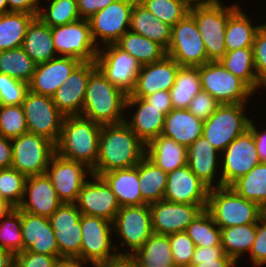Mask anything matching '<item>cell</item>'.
Wrapping results in <instances>:
<instances>
[{
	"label": "cell",
	"instance_id": "6da1fadb",
	"mask_svg": "<svg viewBox=\"0 0 266 267\" xmlns=\"http://www.w3.org/2000/svg\"><path fill=\"white\" fill-rule=\"evenodd\" d=\"M146 154V145L125 123L102 125L99 137V154L92 174L136 166Z\"/></svg>",
	"mask_w": 266,
	"mask_h": 267
},
{
	"label": "cell",
	"instance_id": "7a4b0ae2",
	"mask_svg": "<svg viewBox=\"0 0 266 267\" xmlns=\"http://www.w3.org/2000/svg\"><path fill=\"white\" fill-rule=\"evenodd\" d=\"M126 97L97 67L87 82L81 116L101 126L124 122Z\"/></svg>",
	"mask_w": 266,
	"mask_h": 267
},
{
	"label": "cell",
	"instance_id": "3957f363",
	"mask_svg": "<svg viewBox=\"0 0 266 267\" xmlns=\"http://www.w3.org/2000/svg\"><path fill=\"white\" fill-rule=\"evenodd\" d=\"M102 126L81 115L65 116L55 145L60 157L81 162L92 169L98 159Z\"/></svg>",
	"mask_w": 266,
	"mask_h": 267
},
{
	"label": "cell",
	"instance_id": "277c9868",
	"mask_svg": "<svg viewBox=\"0 0 266 267\" xmlns=\"http://www.w3.org/2000/svg\"><path fill=\"white\" fill-rule=\"evenodd\" d=\"M239 7L237 3L224 6L220 0H205L202 4L189 10L203 39L209 62H218L226 53L227 22Z\"/></svg>",
	"mask_w": 266,
	"mask_h": 267
},
{
	"label": "cell",
	"instance_id": "5b68a950",
	"mask_svg": "<svg viewBox=\"0 0 266 267\" xmlns=\"http://www.w3.org/2000/svg\"><path fill=\"white\" fill-rule=\"evenodd\" d=\"M206 210L220 228L257 223L266 213L257 203L225 186L209 190Z\"/></svg>",
	"mask_w": 266,
	"mask_h": 267
},
{
	"label": "cell",
	"instance_id": "8992f818",
	"mask_svg": "<svg viewBox=\"0 0 266 267\" xmlns=\"http://www.w3.org/2000/svg\"><path fill=\"white\" fill-rule=\"evenodd\" d=\"M80 262L97 265L123 256L116 243H112V222L96 216L82 214ZM112 250V251H111ZM120 252V253H119Z\"/></svg>",
	"mask_w": 266,
	"mask_h": 267
},
{
	"label": "cell",
	"instance_id": "52a82bcc",
	"mask_svg": "<svg viewBox=\"0 0 266 267\" xmlns=\"http://www.w3.org/2000/svg\"><path fill=\"white\" fill-rule=\"evenodd\" d=\"M247 104H222L204 121L202 136L220 153L249 129L251 119L244 112Z\"/></svg>",
	"mask_w": 266,
	"mask_h": 267
},
{
	"label": "cell",
	"instance_id": "ba28073f",
	"mask_svg": "<svg viewBox=\"0 0 266 267\" xmlns=\"http://www.w3.org/2000/svg\"><path fill=\"white\" fill-rule=\"evenodd\" d=\"M201 89L221 105L247 103L255 93L243 80L230 73L221 63L210 61L199 66Z\"/></svg>",
	"mask_w": 266,
	"mask_h": 267
},
{
	"label": "cell",
	"instance_id": "9c48e42d",
	"mask_svg": "<svg viewBox=\"0 0 266 267\" xmlns=\"http://www.w3.org/2000/svg\"><path fill=\"white\" fill-rule=\"evenodd\" d=\"M12 142L11 168L26 177L46 173L52 156L56 153L55 144L45 137L24 133Z\"/></svg>",
	"mask_w": 266,
	"mask_h": 267
},
{
	"label": "cell",
	"instance_id": "30bf717a",
	"mask_svg": "<svg viewBox=\"0 0 266 267\" xmlns=\"http://www.w3.org/2000/svg\"><path fill=\"white\" fill-rule=\"evenodd\" d=\"M166 55L180 66L199 67L209 62L195 19L189 13L171 27Z\"/></svg>",
	"mask_w": 266,
	"mask_h": 267
},
{
	"label": "cell",
	"instance_id": "8fae6325",
	"mask_svg": "<svg viewBox=\"0 0 266 267\" xmlns=\"http://www.w3.org/2000/svg\"><path fill=\"white\" fill-rule=\"evenodd\" d=\"M221 175L215 187H230L236 180L261 163L253 133L250 129L233 140L221 153Z\"/></svg>",
	"mask_w": 266,
	"mask_h": 267
},
{
	"label": "cell",
	"instance_id": "7c38bea8",
	"mask_svg": "<svg viewBox=\"0 0 266 267\" xmlns=\"http://www.w3.org/2000/svg\"><path fill=\"white\" fill-rule=\"evenodd\" d=\"M51 30L57 56L73 57L81 62L96 61L99 46L92 38L88 20L79 19Z\"/></svg>",
	"mask_w": 266,
	"mask_h": 267
},
{
	"label": "cell",
	"instance_id": "4fadbf2b",
	"mask_svg": "<svg viewBox=\"0 0 266 267\" xmlns=\"http://www.w3.org/2000/svg\"><path fill=\"white\" fill-rule=\"evenodd\" d=\"M22 107L28 132L45 137L56 145L65 116L55 106L52 97L29 90Z\"/></svg>",
	"mask_w": 266,
	"mask_h": 267
},
{
	"label": "cell",
	"instance_id": "5bb4252c",
	"mask_svg": "<svg viewBox=\"0 0 266 267\" xmlns=\"http://www.w3.org/2000/svg\"><path fill=\"white\" fill-rule=\"evenodd\" d=\"M112 226L115 233L113 235L121 238V246L129 247L123 256H131L154 233L149 204L120 207Z\"/></svg>",
	"mask_w": 266,
	"mask_h": 267
},
{
	"label": "cell",
	"instance_id": "9a60e30c",
	"mask_svg": "<svg viewBox=\"0 0 266 267\" xmlns=\"http://www.w3.org/2000/svg\"><path fill=\"white\" fill-rule=\"evenodd\" d=\"M136 0H116L93 15L90 24L92 38L95 44H115L130 27L131 13ZM98 41V42H97Z\"/></svg>",
	"mask_w": 266,
	"mask_h": 267
},
{
	"label": "cell",
	"instance_id": "2e32d148",
	"mask_svg": "<svg viewBox=\"0 0 266 267\" xmlns=\"http://www.w3.org/2000/svg\"><path fill=\"white\" fill-rule=\"evenodd\" d=\"M96 64L105 77L126 94L134 89L141 65L116 44L99 46Z\"/></svg>",
	"mask_w": 266,
	"mask_h": 267
},
{
	"label": "cell",
	"instance_id": "e0dca14e",
	"mask_svg": "<svg viewBox=\"0 0 266 267\" xmlns=\"http://www.w3.org/2000/svg\"><path fill=\"white\" fill-rule=\"evenodd\" d=\"M92 170L85 164L68 160L54 154L46 169V174L62 203H76L82 186L87 182Z\"/></svg>",
	"mask_w": 266,
	"mask_h": 267
},
{
	"label": "cell",
	"instance_id": "ac0fdd59",
	"mask_svg": "<svg viewBox=\"0 0 266 267\" xmlns=\"http://www.w3.org/2000/svg\"><path fill=\"white\" fill-rule=\"evenodd\" d=\"M82 213L75 203H62L49 217L60 255L80 262Z\"/></svg>",
	"mask_w": 266,
	"mask_h": 267
},
{
	"label": "cell",
	"instance_id": "d6986e66",
	"mask_svg": "<svg viewBox=\"0 0 266 267\" xmlns=\"http://www.w3.org/2000/svg\"><path fill=\"white\" fill-rule=\"evenodd\" d=\"M207 204L176 203L159 200L149 204L154 233L169 235L183 232Z\"/></svg>",
	"mask_w": 266,
	"mask_h": 267
},
{
	"label": "cell",
	"instance_id": "ffe728a7",
	"mask_svg": "<svg viewBox=\"0 0 266 267\" xmlns=\"http://www.w3.org/2000/svg\"><path fill=\"white\" fill-rule=\"evenodd\" d=\"M88 177L91 179H88L82 186L75 203L77 208L82 214L101 217L113 222L120 209L115 193L101 176L92 174Z\"/></svg>",
	"mask_w": 266,
	"mask_h": 267
},
{
	"label": "cell",
	"instance_id": "44dd1931",
	"mask_svg": "<svg viewBox=\"0 0 266 267\" xmlns=\"http://www.w3.org/2000/svg\"><path fill=\"white\" fill-rule=\"evenodd\" d=\"M97 68L96 61L81 62L52 96L64 116L81 115L90 74Z\"/></svg>",
	"mask_w": 266,
	"mask_h": 267
},
{
	"label": "cell",
	"instance_id": "7402d4cb",
	"mask_svg": "<svg viewBox=\"0 0 266 267\" xmlns=\"http://www.w3.org/2000/svg\"><path fill=\"white\" fill-rule=\"evenodd\" d=\"M180 65L170 56L161 60L141 65L134 89L130 95L135 98H145L157 91H170Z\"/></svg>",
	"mask_w": 266,
	"mask_h": 267
},
{
	"label": "cell",
	"instance_id": "603a6c76",
	"mask_svg": "<svg viewBox=\"0 0 266 267\" xmlns=\"http://www.w3.org/2000/svg\"><path fill=\"white\" fill-rule=\"evenodd\" d=\"M209 190L210 188L186 164L167 174L163 200L186 204H207Z\"/></svg>",
	"mask_w": 266,
	"mask_h": 267
},
{
	"label": "cell",
	"instance_id": "cb8c5ba5",
	"mask_svg": "<svg viewBox=\"0 0 266 267\" xmlns=\"http://www.w3.org/2000/svg\"><path fill=\"white\" fill-rule=\"evenodd\" d=\"M23 251L56 256L62 261L54 230L48 217L21 211Z\"/></svg>",
	"mask_w": 266,
	"mask_h": 267
},
{
	"label": "cell",
	"instance_id": "d4e9b609",
	"mask_svg": "<svg viewBox=\"0 0 266 267\" xmlns=\"http://www.w3.org/2000/svg\"><path fill=\"white\" fill-rule=\"evenodd\" d=\"M61 204L46 173L26 178L21 211L49 218Z\"/></svg>",
	"mask_w": 266,
	"mask_h": 267
},
{
	"label": "cell",
	"instance_id": "484cf974",
	"mask_svg": "<svg viewBox=\"0 0 266 267\" xmlns=\"http://www.w3.org/2000/svg\"><path fill=\"white\" fill-rule=\"evenodd\" d=\"M80 63V60L73 57L57 56L45 63L37 64L29 82V90L52 97Z\"/></svg>",
	"mask_w": 266,
	"mask_h": 267
},
{
	"label": "cell",
	"instance_id": "4316f807",
	"mask_svg": "<svg viewBox=\"0 0 266 267\" xmlns=\"http://www.w3.org/2000/svg\"><path fill=\"white\" fill-rule=\"evenodd\" d=\"M131 107L136 109L131 115V121L125 117L124 122L147 145L162 134L166 115L144 98H135L127 94L125 111Z\"/></svg>",
	"mask_w": 266,
	"mask_h": 267
},
{
	"label": "cell",
	"instance_id": "83f0119b",
	"mask_svg": "<svg viewBox=\"0 0 266 267\" xmlns=\"http://www.w3.org/2000/svg\"><path fill=\"white\" fill-rule=\"evenodd\" d=\"M218 155L221 153L204 136H200L187 148V165L210 189L215 187L214 181L218 176L216 174L219 173L217 166L221 165Z\"/></svg>",
	"mask_w": 266,
	"mask_h": 267
},
{
	"label": "cell",
	"instance_id": "f1b7e54d",
	"mask_svg": "<svg viewBox=\"0 0 266 267\" xmlns=\"http://www.w3.org/2000/svg\"><path fill=\"white\" fill-rule=\"evenodd\" d=\"M204 121L197 118L188 109L173 108L164 121L163 136L172 138L188 148L202 136Z\"/></svg>",
	"mask_w": 266,
	"mask_h": 267
},
{
	"label": "cell",
	"instance_id": "f546056e",
	"mask_svg": "<svg viewBox=\"0 0 266 267\" xmlns=\"http://www.w3.org/2000/svg\"><path fill=\"white\" fill-rule=\"evenodd\" d=\"M101 177L115 193L120 207L142 205L139 188V163L131 168L106 172Z\"/></svg>",
	"mask_w": 266,
	"mask_h": 267
},
{
	"label": "cell",
	"instance_id": "4dcf8cb0",
	"mask_svg": "<svg viewBox=\"0 0 266 267\" xmlns=\"http://www.w3.org/2000/svg\"><path fill=\"white\" fill-rule=\"evenodd\" d=\"M22 48L36 64L57 57L51 27L38 16L29 24Z\"/></svg>",
	"mask_w": 266,
	"mask_h": 267
},
{
	"label": "cell",
	"instance_id": "1f68e13d",
	"mask_svg": "<svg viewBox=\"0 0 266 267\" xmlns=\"http://www.w3.org/2000/svg\"><path fill=\"white\" fill-rule=\"evenodd\" d=\"M145 156L167 174L187 164V148L163 135L146 145Z\"/></svg>",
	"mask_w": 266,
	"mask_h": 267
},
{
	"label": "cell",
	"instance_id": "d6a6232c",
	"mask_svg": "<svg viewBox=\"0 0 266 267\" xmlns=\"http://www.w3.org/2000/svg\"><path fill=\"white\" fill-rule=\"evenodd\" d=\"M129 30L157 42L167 50L171 40V27L156 18L138 0L134 2Z\"/></svg>",
	"mask_w": 266,
	"mask_h": 267
},
{
	"label": "cell",
	"instance_id": "836d02e7",
	"mask_svg": "<svg viewBox=\"0 0 266 267\" xmlns=\"http://www.w3.org/2000/svg\"><path fill=\"white\" fill-rule=\"evenodd\" d=\"M130 257L137 267H176L168 235L153 233Z\"/></svg>",
	"mask_w": 266,
	"mask_h": 267
},
{
	"label": "cell",
	"instance_id": "e575fe53",
	"mask_svg": "<svg viewBox=\"0 0 266 267\" xmlns=\"http://www.w3.org/2000/svg\"><path fill=\"white\" fill-rule=\"evenodd\" d=\"M241 6L229 17L225 31L226 52L252 47L257 30Z\"/></svg>",
	"mask_w": 266,
	"mask_h": 267
},
{
	"label": "cell",
	"instance_id": "d590c367",
	"mask_svg": "<svg viewBox=\"0 0 266 267\" xmlns=\"http://www.w3.org/2000/svg\"><path fill=\"white\" fill-rule=\"evenodd\" d=\"M139 182L142 205L163 200L167 185V173L146 156L139 162Z\"/></svg>",
	"mask_w": 266,
	"mask_h": 267
},
{
	"label": "cell",
	"instance_id": "8d00e7d4",
	"mask_svg": "<svg viewBox=\"0 0 266 267\" xmlns=\"http://www.w3.org/2000/svg\"><path fill=\"white\" fill-rule=\"evenodd\" d=\"M115 44L134 57L140 65L159 61L166 55V50L160 44L130 30Z\"/></svg>",
	"mask_w": 266,
	"mask_h": 267
},
{
	"label": "cell",
	"instance_id": "74e56055",
	"mask_svg": "<svg viewBox=\"0 0 266 267\" xmlns=\"http://www.w3.org/2000/svg\"><path fill=\"white\" fill-rule=\"evenodd\" d=\"M37 15L8 12L0 16V51L22 47L27 29Z\"/></svg>",
	"mask_w": 266,
	"mask_h": 267
},
{
	"label": "cell",
	"instance_id": "f35d334b",
	"mask_svg": "<svg viewBox=\"0 0 266 267\" xmlns=\"http://www.w3.org/2000/svg\"><path fill=\"white\" fill-rule=\"evenodd\" d=\"M201 90L199 67L180 66L170 89L173 108L188 109L193 97Z\"/></svg>",
	"mask_w": 266,
	"mask_h": 267
},
{
	"label": "cell",
	"instance_id": "ab89813d",
	"mask_svg": "<svg viewBox=\"0 0 266 267\" xmlns=\"http://www.w3.org/2000/svg\"><path fill=\"white\" fill-rule=\"evenodd\" d=\"M256 238V223L221 228V245L224 253L236 262L243 256L249 255Z\"/></svg>",
	"mask_w": 266,
	"mask_h": 267
},
{
	"label": "cell",
	"instance_id": "60d3db41",
	"mask_svg": "<svg viewBox=\"0 0 266 267\" xmlns=\"http://www.w3.org/2000/svg\"><path fill=\"white\" fill-rule=\"evenodd\" d=\"M230 187L239 196L257 203L266 211V162L257 164Z\"/></svg>",
	"mask_w": 266,
	"mask_h": 267
},
{
	"label": "cell",
	"instance_id": "b9f144b4",
	"mask_svg": "<svg viewBox=\"0 0 266 267\" xmlns=\"http://www.w3.org/2000/svg\"><path fill=\"white\" fill-rule=\"evenodd\" d=\"M218 62L234 76L243 80L254 92L258 90L252 47L228 51Z\"/></svg>",
	"mask_w": 266,
	"mask_h": 267
},
{
	"label": "cell",
	"instance_id": "7bdbcfd3",
	"mask_svg": "<svg viewBox=\"0 0 266 267\" xmlns=\"http://www.w3.org/2000/svg\"><path fill=\"white\" fill-rule=\"evenodd\" d=\"M36 63L22 47L0 51V73L29 84L36 69Z\"/></svg>",
	"mask_w": 266,
	"mask_h": 267
},
{
	"label": "cell",
	"instance_id": "ee69618b",
	"mask_svg": "<svg viewBox=\"0 0 266 267\" xmlns=\"http://www.w3.org/2000/svg\"><path fill=\"white\" fill-rule=\"evenodd\" d=\"M185 232L196 247L222 246L221 228L206 209L189 224Z\"/></svg>",
	"mask_w": 266,
	"mask_h": 267
},
{
	"label": "cell",
	"instance_id": "f6af8a7d",
	"mask_svg": "<svg viewBox=\"0 0 266 267\" xmlns=\"http://www.w3.org/2000/svg\"><path fill=\"white\" fill-rule=\"evenodd\" d=\"M49 2L47 10L39 6L38 17L48 26L55 27L75 22L81 19L77 0H47Z\"/></svg>",
	"mask_w": 266,
	"mask_h": 267
},
{
	"label": "cell",
	"instance_id": "bcb514c9",
	"mask_svg": "<svg viewBox=\"0 0 266 267\" xmlns=\"http://www.w3.org/2000/svg\"><path fill=\"white\" fill-rule=\"evenodd\" d=\"M0 248L14 256L23 251L21 210L13 208L0 223Z\"/></svg>",
	"mask_w": 266,
	"mask_h": 267
},
{
	"label": "cell",
	"instance_id": "7dc6e473",
	"mask_svg": "<svg viewBox=\"0 0 266 267\" xmlns=\"http://www.w3.org/2000/svg\"><path fill=\"white\" fill-rule=\"evenodd\" d=\"M26 176L16 169H0V197L18 208L24 197Z\"/></svg>",
	"mask_w": 266,
	"mask_h": 267
},
{
	"label": "cell",
	"instance_id": "c3c4849f",
	"mask_svg": "<svg viewBox=\"0 0 266 267\" xmlns=\"http://www.w3.org/2000/svg\"><path fill=\"white\" fill-rule=\"evenodd\" d=\"M27 132L22 104L0 105V134L12 140Z\"/></svg>",
	"mask_w": 266,
	"mask_h": 267
},
{
	"label": "cell",
	"instance_id": "681fc988",
	"mask_svg": "<svg viewBox=\"0 0 266 267\" xmlns=\"http://www.w3.org/2000/svg\"><path fill=\"white\" fill-rule=\"evenodd\" d=\"M161 22L173 27L182 20L189 9L183 4L174 0H138Z\"/></svg>",
	"mask_w": 266,
	"mask_h": 267
},
{
	"label": "cell",
	"instance_id": "f907efd6",
	"mask_svg": "<svg viewBox=\"0 0 266 267\" xmlns=\"http://www.w3.org/2000/svg\"><path fill=\"white\" fill-rule=\"evenodd\" d=\"M28 91V83L0 73V105H20Z\"/></svg>",
	"mask_w": 266,
	"mask_h": 267
},
{
	"label": "cell",
	"instance_id": "816d5d0a",
	"mask_svg": "<svg viewBox=\"0 0 266 267\" xmlns=\"http://www.w3.org/2000/svg\"><path fill=\"white\" fill-rule=\"evenodd\" d=\"M176 267H189L195 250L193 240L185 231L168 235Z\"/></svg>",
	"mask_w": 266,
	"mask_h": 267
},
{
	"label": "cell",
	"instance_id": "f5cc1de1",
	"mask_svg": "<svg viewBox=\"0 0 266 267\" xmlns=\"http://www.w3.org/2000/svg\"><path fill=\"white\" fill-rule=\"evenodd\" d=\"M252 49L258 89L266 88V24L262 23L257 30Z\"/></svg>",
	"mask_w": 266,
	"mask_h": 267
},
{
	"label": "cell",
	"instance_id": "db71d44e",
	"mask_svg": "<svg viewBox=\"0 0 266 267\" xmlns=\"http://www.w3.org/2000/svg\"><path fill=\"white\" fill-rule=\"evenodd\" d=\"M61 261L56 256L22 251L14 256L13 267H57Z\"/></svg>",
	"mask_w": 266,
	"mask_h": 267
},
{
	"label": "cell",
	"instance_id": "11a10c76",
	"mask_svg": "<svg viewBox=\"0 0 266 267\" xmlns=\"http://www.w3.org/2000/svg\"><path fill=\"white\" fill-rule=\"evenodd\" d=\"M221 104L208 92L201 90L190 102L188 110L197 118L207 120Z\"/></svg>",
	"mask_w": 266,
	"mask_h": 267
},
{
	"label": "cell",
	"instance_id": "9f6ffc18",
	"mask_svg": "<svg viewBox=\"0 0 266 267\" xmlns=\"http://www.w3.org/2000/svg\"><path fill=\"white\" fill-rule=\"evenodd\" d=\"M250 258L255 267L266 264V213L256 223V238L250 250Z\"/></svg>",
	"mask_w": 266,
	"mask_h": 267
},
{
	"label": "cell",
	"instance_id": "6f0895ef",
	"mask_svg": "<svg viewBox=\"0 0 266 267\" xmlns=\"http://www.w3.org/2000/svg\"><path fill=\"white\" fill-rule=\"evenodd\" d=\"M116 0H77V8L81 19L88 20L98 11Z\"/></svg>",
	"mask_w": 266,
	"mask_h": 267
},
{
	"label": "cell",
	"instance_id": "680465c9",
	"mask_svg": "<svg viewBox=\"0 0 266 267\" xmlns=\"http://www.w3.org/2000/svg\"><path fill=\"white\" fill-rule=\"evenodd\" d=\"M152 106L159 108L161 112L167 115L172 109L170 91L160 90L144 98Z\"/></svg>",
	"mask_w": 266,
	"mask_h": 267
},
{
	"label": "cell",
	"instance_id": "91938a15",
	"mask_svg": "<svg viewBox=\"0 0 266 267\" xmlns=\"http://www.w3.org/2000/svg\"><path fill=\"white\" fill-rule=\"evenodd\" d=\"M233 259L224 253L222 246L195 247L192 260Z\"/></svg>",
	"mask_w": 266,
	"mask_h": 267
},
{
	"label": "cell",
	"instance_id": "94428289",
	"mask_svg": "<svg viewBox=\"0 0 266 267\" xmlns=\"http://www.w3.org/2000/svg\"><path fill=\"white\" fill-rule=\"evenodd\" d=\"M9 12H24L38 15L39 3L37 0H6Z\"/></svg>",
	"mask_w": 266,
	"mask_h": 267
},
{
	"label": "cell",
	"instance_id": "6125c7cd",
	"mask_svg": "<svg viewBox=\"0 0 266 267\" xmlns=\"http://www.w3.org/2000/svg\"><path fill=\"white\" fill-rule=\"evenodd\" d=\"M252 120L253 119L250 120L249 129L253 133L260 161L266 162V129H263V131H258L255 123Z\"/></svg>",
	"mask_w": 266,
	"mask_h": 267
},
{
	"label": "cell",
	"instance_id": "be15d7a7",
	"mask_svg": "<svg viewBox=\"0 0 266 267\" xmlns=\"http://www.w3.org/2000/svg\"><path fill=\"white\" fill-rule=\"evenodd\" d=\"M12 164V142L0 134V169L10 168Z\"/></svg>",
	"mask_w": 266,
	"mask_h": 267
},
{
	"label": "cell",
	"instance_id": "e7e4bbea",
	"mask_svg": "<svg viewBox=\"0 0 266 267\" xmlns=\"http://www.w3.org/2000/svg\"><path fill=\"white\" fill-rule=\"evenodd\" d=\"M235 264L234 259L191 260L189 267H233Z\"/></svg>",
	"mask_w": 266,
	"mask_h": 267
},
{
	"label": "cell",
	"instance_id": "03108f58",
	"mask_svg": "<svg viewBox=\"0 0 266 267\" xmlns=\"http://www.w3.org/2000/svg\"><path fill=\"white\" fill-rule=\"evenodd\" d=\"M94 267H137V264L130 256H118L106 263L94 265Z\"/></svg>",
	"mask_w": 266,
	"mask_h": 267
},
{
	"label": "cell",
	"instance_id": "003e7915",
	"mask_svg": "<svg viewBox=\"0 0 266 267\" xmlns=\"http://www.w3.org/2000/svg\"><path fill=\"white\" fill-rule=\"evenodd\" d=\"M14 255L0 248V267H13Z\"/></svg>",
	"mask_w": 266,
	"mask_h": 267
},
{
	"label": "cell",
	"instance_id": "a7ac6f4b",
	"mask_svg": "<svg viewBox=\"0 0 266 267\" xmlns=\"http://www.w3.org/2000/svg\"><path fill=\"white\" fill-rule=\"evenodd\" d=\"M13 208L14 207L0 197V223Z\"/></svg>",
	"mask_w": 266,
	"mask_h": 267
},
{
	"label": "cell",
	"instance_id": "89a4df30",
	"mask_svg": "<svg viewBox=\"0 0 266 267\" xmlns=\"http://www.w3.org/2000/svg\"><path fill=\"white\" fill-rule=\"evenodd\" d=\"M177 1L184 6H186L189 10L193 9L195 6L202 4L205 0H174Z\"/></svg>",
	"mask_w": 266,
	"mask_h": 267
},
{
	"label": "cell",
	"instance_id": "2644e50d",
	"mask_svg": "<svg viewBox=\"0 0 266 267\" xmlns=\"http://www.w3.org/2000/svg\"><path fill=\"white\" fill-rule=\"evenodd\" d=\"M85 264H82L76 260H64L61 261L57 267H84Z\"/></svg>",
	"mask_w": 266,
	"mask_h": 267
},
{
	"label": "cell",
	"instance_id": "8c879c8a",
	"mask_svg": "<svg viewBox=\"0 0 266 267\" xmlns=\"http://www.w3.org/2000/svg\"><path fill=\"white\" fill-rule=\"evenodd\" d=\"M8 4L6 0H0V16L8 13Z\"/></svg>",
	"mask_w": 266,
	"mask_h": 267
}]
</instances>
